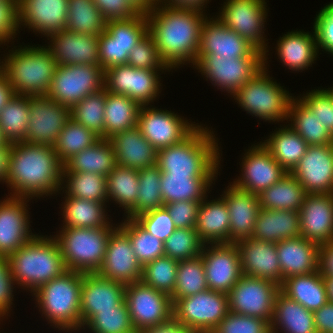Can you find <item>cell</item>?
<instances>
[{"label": "cell", "instance_id": "22", "mask_svg": "<svg viewBox=\"0 0 333 333\" xmlns=\"http://www.w3.org/2000/svg\"><path fill=\"white\" fill-rule=\"evenodd\" d=\"M6 198L0 201V256L7 257L36 234L31 232L27 209L31 199L11 195Z\"/></svg>", "mask_w": 333, "mask_h": 333}, {"label": "cell", "instance_id": "13", "mask_svg": "<svg viewBox=\"0 0 333 333\" xmlns=\"http://www.w3.org/2000/svg\"><path fill=\"white\" fill-rule=\"evenodd\" d=\"M266 3L265 0H226L216 17L226 27L263 52L264 64L269 59L266 47L268 43L263 29L268 14Z\"/></svg>", "mask_w": 333, "mask_h": 333}, {"label": "cell", "instance_id": "40", "mask_svg": "<svg viewBox=\"0 0 333 333\" xmlns=\"http://www.w3.org/2000/svg\"><path fill=\"white\" fill-rule=\"evenodd\" d=\"M280 127L261 143L271 156L287 172L291 173L305 155L308 144L290 126Z\"/></svg>", "mask_w": 333, "mask_h": 333}, {"label": "cell", "instance_id": "58", "mask_svg": "<svg viewBox=\"0 0 333 333\" xmlns=\"http://www.w3.org/2000/svg\"><path fill=\"white\" fill-rule=\"evenodd\" d=\"M211 333H271V331L270 324L266 320L229 311Z\"/></svg>", "mask_w": 333, "mask_h": 333}, {"label": "cell", "instance_id": "44", "mask_svg": "<svg viewBox=\"0 0 333 333\" xmlns=\"http://www.w3.org/2000/svg\"><path fill=\"white\" fill-rule=\"evenodd\" d=\"M140 108L141 105L128 96L106 91L105 139L137 126Z\"/></svg>", "mask_w": 333, "mask_h": 333}, {"label": "cell", "instance_id": "64", "mask_svg": "<svg viewBox=\"0 0 333 333\" xmlns=\"http://www.w3.org/2000/svg\"><path fill=\"white\" fill-rule=\"evenodd\" d=\"M106 22L124 20L141 12L129 0H93Z\"/></svg>", "mask_w": 333, "mask_h": 333}, {"label": "cell", "instance_id": "27", "mask_svg": "<svg viewBox=\"0 0 333 333\" xmlns=\"http://www.w3.org/2000/svg\"><path fill=\"white\" fill-rule=\"evenodd\" d=\"M235 244L240 253L243 274L282 285L276 243L245 238Z\"/></svg>", "mask_w": 333, "mask_h": 333}, {"label": "cell", "instance_id": "45", "mask_svg": "<svg viewBox=\"0 0 333 333\" xmlns=\"http://www.w3.org/2000/svg\"><path fill=\"white\" fill-rule=\"evenodd\" d=\"M138 170L116 165L106 177L108 201L113 200L119 207L125 209V217L134 208L139 191Z\"/></svg>", "mask_w": 333, "mask_h": 333}, {"label": "cell", "instance_id": "47", "mask_svg": "<svg viewBox=\"0 0 333 333\" xmlns=\"http://www.w3.org/2000/svg\"><path fill=\"white\" fill-rule=\"evenodd\" d=\"M29 122V96L17 95L0 111V131L6 142L25 141Z\"/></svg>", "mask_w": 333, "mask_h": 333}, {"label": "cell", "instance_id": "6", "mask_svg": "<svg viewBox=\"0 0 333 333\" xmlns=\"http://www.w3.org/2000/svg\"><path fill=\"white\" fill-rule=\"evenodd\" d=\"M84 273L65 271L43 284L34 293L41 316L60 331L81 329V286Z\"/></svg>", "mask_w": 333, "mask_h": 333}, {"label": "cell", "instance_id": "17", "mask_svg": "<svg viewBox=\"0 0 333 333\" xmlns=\"http://www.w3.org/2000/svg\"><path fill=\"white\" fill-rule=\"evenodd\" d=\"M125 301L136 332L163 323L173 316L171 296L141 281L125 285Z\"/></svg>", "mask_w": 333, "mask_h": 333}, {"label": "cell", "instance_id": "56", "mask_svg": "<svg viewBox=\"0 0 333 333\" xmlns=\"http://www.w3.org/2000/svg\"><path fill=\"white\" fill-rule=\"evenodd\" d=\"M203 245L195 228H177L164 242V255L178 262L191 260L201 255Z\"/></svg>", "mask_w": 333, "mask_h": 333}, {"label": "cell", "instance_id": "2", "mask_svg": "<svg viewBox=\"0 0 333 333\" xmlns=\"http://www.w3.org/2000/svg\"><path fill=\"white\" fill-rule=\"evenodd\" d=\"M63 164L53 146L11 143L5 184L11 196L33 199L60 193Z\"/></svg>", "mask_w": 333, "mask_h": 333}, {"label": "cell", "instance_id": "20", "mask_svg": "<svg viewBox=\"0 0 333 333\" xmlns=\"http://www.w3.org/2000/svg\"><path fill=\"white\" fill-rule=\"evenodd\" d=\"M142 268L128 235L117 226L108 238L102 267L97 273L103 278L129 285L141 280Z\"/></svg>", "mask_w": 333, "mask_h": 333}, {"label": "cell", "instance_id": "55", "mask_svg": "<svg viewBox=\"0 0 333 333\" xmlns=\"http://www.w3.org/2000/svg\"><path fill=\"white\" fill-rule=\"evenodd\" d=\"M84 326L92 333H137L125 300L115 309L99 310Z\"/></svg>", "mask_w": 333, "mask_h": 333}, {"label": "cell", "instance_id": "60", "mask_svg": "<svg viewBox=\"0 0 333 333\" xmlns=\"http://www.w3.org/2000/svg\"><path fill=\"white\" fill-rule=\"evenodd\" d=\"M299 98L333 135V98L328 89H314Z\"/></svg>", "mask_w": 333, "mask_h": 333}, {"label": "cell", "instance_id": "39", "mask_svg": "<svg viewBox=\"0 0 333 333\" xmlns=\"http://www.w3.org/2000/svg\"><path fill=\"white\" fill-rule=\"evenodd\" d=\"M217 176L165 175L161 173V194L164 204L177 201L201 202Z\"/></svg>", "mask_w": 333, "mask_h": 333}, {"label": "cell", "instance_id": "65", "mask_svg": "<svg viewBox=\"0 0 333 333\" xmlns=\"http://www.w3.org/2000/svg\"><path fill=\"white\" fill-rule=\"evenodd\" d=\"M15 281L6 256H0V320L9 316L12 310ZM2 317V318H1Z\"/></svg>", "mask_w": 333, "mask_h": 333}, {"label": "cell", "instance_id": "49", "mask_svg": "<svg viewBox=\"0 0 333 333\" xmlns=\"http://www.w3.org/2000/svg\"><path fill=\"white\" fill-rule=\"evenodd\" d=\"M139 193L135 208L126 215L134 219L136 216L164 206L161 194V171L157 164L138 170Z\"/></svg>", "mask_w": 333, "mask_h": 333}, {"label": "cell", "instance_id": "14", "mask_svg": "<svg viewBox=\"0 0 333 333\" xmlns=\"http://www.w3.org/2000/svg\"><path fill=\"white\" fill-rule=\"evenodd\" d=\"M279 291L280 286L270 280L243 274L228 293L229 311L261 318L270 324Z\"/></svg>", "mask_w": 333, "mask_h": 333}, {"label": "cell", "instance_id": "32", "mask_svg": "<svg viewBox=\"0 0 333 333\" xmlns=\"http://www.w3.org/2000/svg\"><path fill=\"white\" fill-rule=\"evenodd\" d=\"M109 140L117 165L141 170L157 164V150L145 139L138 126L115 133Z\"/></svg>", "mask_w": 333, "mask_h": 333}, {"label": "cell", "instance_id": "34", "mask_svg": "<svg viewBox=\"0 0 333 333\" xmlns=\"http://www.w3.org/2000/svg\"><path fill=\"white\" fill-rule=\"evenodd\" d=\"M310 32L291 31L277 41V56L281 63L292 71H300L312 67L318 57L316 35Z\"/></svg>", "mask_w": 333, "mask_h": 333}, {"label": "cell", "instance_id": "15", "mask_svg": "<svg viewBox=\"0 0 333 333\" xmlns=\"http://www.w3.org/2000/svg\"><path fill=\"white\" fill-rule=\"evenodd\" d=\"M159 71L164 72L138 69L128 64L116 65L105 70L104 89L113 94L128 96L141 106L151 105L161 92Z\"/></svg>", "mask_w": 333, "mask_h": 333}, {"label": "cell", "instance_id": "62", "mask_svg": "<svg viewBox=\"0 0 333 333\" xmlns=\"http://www.w3.org/2000/svg\"><path fill=\"white\" fill-rule=\"evenodd\" d=\"M19 27L18 0H0V44L16 38Z\"/></svg>", "mask_w": 333, "mask_h": 333}, {"label": "cell", "instance_id": "38", "mask_svg": "<svg viewBox=\"0 0 333 333\" xmlns=\"http://www.w3.org/2000/svg\"><path fill=\"white\" fill-rule=\"evenodd\" d=\"M61 204L63 225L62 228H100L117 227L109 222V215L106 213V203L75 198L69 195ZM106 205V206H105Z\"/></svg>", "mask_w": 333, "mask_h": 333}, {"label": "cell", "instance_id": "16", "mask_svg": "<svg viewBox=\"0 0 333 333\" xmlns=\"http://www.w3.org/2000/svg\"><path fill=\"white\" fill-rule=\"evenodd\" d=\"M152 106H141L137 126L157 151L182 142L199 126L177 113Z\"/></svg>", "mask_w": 333, "mask_h": 333}, {"label": "cell", "instance_id": "71", "mask_svg": "<svg viewBox=\"0 0 333 333\" xmlns=\"http://www.w3.org/2000/svg\"><path fill=\"white\" fill-rule=\"evenodd\" d=\"M14 91L8 83L6 76L0 71V111L14 96Z\"/></svg>", "mask_w": 333, "mask_h": 333}, {"label": "cell", "instance_id": "29", "mask_svg": "<svg viewBox=\"0 0 333 333\" xmlns=\"http://www.w3.org/2000/svg\"><path fill=\"white\" fill-rule=\"evenodd\" d=\"M229 185L220 196L229 210V243H236L245 238H252L261 207L257 194L240 190L232 183Z\"/></svg>", "mask_w": 333, "mask_h": 333}, {"label": "cell", "instance_id": "72", "mask_svg": "<svg viewBox=\"0 0 333 333\" xmlns=\"http://www.w3.org/2000/svg\"><path fill=\"white\" fill-rule=\"evenodd\" d=\"M141 13L149 12L154 3L151 0H129Z\"/></svg>", "mask_w": 333, "mask_h": 333}, {"label": "cell", "instance_id": "52", "mask_svg": "<svg viewBox=\"0 0 333 333\" xmlns=\"http://www.w3.org/2000/svg\"><path fill=\"white\" fill-rule=\"evenodd\" d=\"M208 290L202 257L178 262L176 286L170 295L172 303L177 299L189 297Z\"/></svg>", "mask_w": 333, "mask_h": 333}, {"label": "cell", "instance_id": "48", "mask_svg": "<svg viewBox=\"0 0 333 333\" xmlns=\"http://www.w3.org/2000/svg\"><path fill=\"white\" fill-rule=\"evenodd\" d=\"M105 27L106 21L93 0H68L67 31L99 36Z\"/></svg>", "mask_w": 333, "mask_h": 333}, {"label": "cell", "instance_id": "4", "mask_svg": "<svg viewBox=\"0 0 333 333\" xmlns=\"http://www.w3.org/2000/svg\"><path fill=\"white\" fill-rule=\"evenodd\" d=\"M7 259L15 284L30 293L67 271L60 246L52 236L37 234Z\"/></svg>", "mask_w": 333, "mask_h": 333}, {"label": "cell", "instance_id": "8", "mask_svg": "<svg viewBox=\"0 0 333 333\" xmlns=\"http://www.w3.org/2000/svg\"><path fill=\"white\" fill-rule=\"evenodd\" d=\"M266 65L232 97L241 109L268 122L288 120L289 104L294 96L274 81Z\"/></svg>", "mask_w": 333, "mask_h": 333}, {"label": "cell", "instance_id": "69", "mask_svg": "<svg viewBox=\"0 0 333 333\" xmlns=\"http://www.w3.org/2000/svg\"><path fill=\"white\" fill-rule=\"evenodd\" d=\"M209 0H160L158 4L177 9H188L203 12ZM205 5V6H204Z\"/></svg>", "mask_w": 333, "mask_h": 333}, {"label": "cell", "instance_id": "41", "mask_svg": "<svg viewBox=\"0 0 333 333\" xmlns=\"http://www.w3.org/2000/svg\"><path fill=\"white\" fill-rule=\"evenodd\" d=\"M116 165L112 143L109 139L100 138L90 147L68 159L63 168L67 172H92L107 177Z\"/></svg>", "mask_w": 333, "mask_h": 333}, {"label": "cell", "instance_id": "11", "mask_svg": "<svg viewBox=\"0 0 333 333\" xmlns=\"http://www.w3.org/2000/svg\"><path fill=\"white\" fill-rule=\"evenodd\" d=\"M105 70L100 65H59L47 97L71 108L86 96L104 89Z\"/></svg>", "mask_w": 333, "mask_h": 333}, {"label": "cell", "instance_id": "75", "mask_svg": "<svg viewBox=\"0 0 333 333\" xmlns=\"http://www.w3.org/2000/svg\"><path fill=\"white\" fill-rule=\"evenodd\" d=\"M327 89L330 91L331 96H332V98H333V87H331V88H327Z\"/></svg>", "mask_w": 333, "mask_h": 333}, {"label": "cell", "instance_id": "35", "mask_svg": "<svg viewBox=\"0 0 333 333\" xmlns=\"http://www.w3.org/2000/svg\"><path fill=\"white\" fill-rule=\"evenodd\" d=\"M270 331L271 333H317L313 312L288 298L281 291L275 296Z\"/></svg>", "mask_w": 333, "mask_h": 333}, {"label": "cell", "instance_id": "7", "mask_svg": "<svg viewBox=\"0 0 333 333\" xmlns=\"http://www.w3.org/2000/svg\"><path fill=\"white\" fill-rule=\"evenodd\" d=\"M115 228H60V233L53 237L60 246L65 268L82 273H97L102 267L108 238Z\"/></svg>", "mask_w": 333, "mask_h": 333}, {"label": "cell", "instance_id": "37", "mask_svg": "<svg viewBox=\"0 0 333 333\" xmlns=\"http://www.w3.org/2000/svg\"><path fill=\"white\" fill-rule=\"evenodd\" d=\"M280 291L312 312L329 301L326 282L320 270L284 279Z\"/></svg>", "mask_w": 333, "mask_h": 333}, {"label": "cell", "instance_id": "76", "mask_svg": "<svg viewBox=\"0 0 333 333\" xmlns=\"http://www.w3.org/2000/svg\"><path fill=\"white\" fill-rule=\"evenodd\" d=\"M154 4L158 3L160 0H151Z\"/></svg>", "mask_w": 333, "mask_h": 333}, {"label": "cell", "instance_id": "66", "mask_svg": "<svg viewBox=\"0 0 333 333\" xmlns=\"http://www.w3.org/2000/svg\"><path fill=\"white\" fill-rule=\"evenodd\" d=\"M317 333H333V302L328 301L313 312Z\"/></svg>", "mask_w": 333, "mask_h": 333}, {"label": "cell", "instance_id": "9", "mask_svg": "<svg viewBox=\"0 0 333 333\" xmlns=\"http://www.w3.org/2000/svg\"><path fill=\"white\" fill-rule=\"evenodd\" d=\"M264 53L255 49L247 57L197 55L195 67L206 80L233 95L264 68ZM220 87V88H218Z\"/></svg>", "mask_w": 333, "mask_h": 333}, {"label": "cell", "instance_id": "36", "mask_svg": "<svg viewBox=\"0 0 333 333\" xmlns=\"http://www.w3.org/2000/svg\"><path fill=\"white\" fill-rule=\"evenodd\" d=\"M301 237L298 211L260 209L252 238L278 243Z\"/></svg>", "mask_w": 333, "mask_h": 333}, {"label": "cell", "instance_id": "67", "mask_svg": "<svg viewBox=\"0 0 333 333\" xmlns=\"http://www.w3.org/2000/svg\"><path fill=\"white\" fill-rule=\"evenodd\" d=\"M137 333H193L183 323L179 322L174 316L169 320L158 325L141 329Z\"/></svg>", "mask_w": 333, "mask_h": 333}, {"label": "cell", "instance_id": "19", "mask_svg": "<svg viewBox=\"0 0 333 333\" xmlns=\"http://www.w3.org/2000/svg\"><path fill=\"white\" fill-rule=\"evenodd\" d=\"M210 245L204 244L200 255L208 289L228 294L243 275L238 247L235 243Z\"/></svg>", "mask_w": 333, "mask_h": 333}, {"label": "cell", "instance_id": "61", "mask_svg": "<svg viewBox=\"0 0 333 333\" xmlns=\"http://www.w3.org/2000/svg\"><path fill=\"white\" fill-rule=\"evenodd\" d=\"M314 20L318 53L321 48L333 56V2L321 8Z\"/></svg>", "mask_w": 333, "mask_h": 333}, {"label": "cell", "instance_id": "42", "mask_svg": "<svg viewBox=\"0 0 333 333\" xmlns=\"http://www.w3.org/2000/svg\"><path fill=\"white\" fill-rule=\"evenodd\" d=\"M306 194L299 181L291 173H286L258 197L261 209L299 211Z\"/></svg>", "mask_w": 333, "mask_h": 333}, {"label": "cell", "instance_id": "59", "mask_svg": "<svg viewBox=\"0 0 333 333\" xmlns=\"http://www.w3.org/2000/svg\"><path fill=\"white\" fill-rule=\"evenodd\" d=\"M134 220L144 230L154 237L159 238L162 242H165L177 229L169 212L164 206L142 213L136 216Z\"/></svg>", "mask_w": 333, "mask_h": 333}, {"label": "cell", "instance_id": "63", "mask_svg": "<svg viewBox=\"0 0 333 333\" xmlns=\"http://www.w3.org/2000/svg\"><path fill=\"white\" fill-rule=\"evenodd\" d=\"M200 202L177 201L164 204L176 228H195Z\"/></svg>", "mask_w": 333, "mask_h": 333}, {"label": "cell", "instance_id": "54", "mask_svg": "<svg viewBox=\"0 0 333 333\" xmlns=\"http://www.w3.org/2000/svg\"><path fill=\"white\" fill-rule=\"evenodd\" d=\"M178 261L162 256L143 265L141 282L168 295L174 292Z\"/></svg>", "mask_w": 333, "mask_h": 333}, {"label": "cell", "instance_id": "12", "mask_svg": "<svg viewBox=\"0 0 333 333\" xmlns=\"http://www.w3.org/2000/svg\"><path fill=\"white\" fill-rule=\"evenodd\" d=\"M228 312V294L209 289L173 303V316L193 333H211Z\"/></svg>", "mask_w": 333, "mask_h": 333}, {"label": "cell", "instance_id": "43", "mask_svg": "<svg viewBox=\"0 0 333 333\" xmlns=\"http://www.w3.org/2000/svg\"><path fill=\"white\" fill-rule=\"evenodd\" d=\"M293 97L289 104V126L310 145L333 144V135L314 116L309 108L299 99Z\"/></svg>", "mask_w": 333, "mask_h": 333}, {"label": "cell", "instance_id": "31", "mask_svg": "<svg viewBox=\"0 0 333 333\" xmlns=\"http://www.w3.org/2000/svg\"><path fill=\"white\" fill-rule=\"evenodd\" d=\"M281 267V281L293 276L319 270L320 246L305 238L284 239L276 243Z\"/></svg>", "mask_w": 333, "mask_h": 333}, {"label": "cell", "instance_id": "68", "mask_svg": "<svg viewBox=\"0 0 333 333\" xmlns=\"http://www.w3.org/2000/svg\"><path fill=\"white\" fill-rule=\"evenodd\" d=\"M319 270L323 276H333V241L319 248Z\"/></svg>", "mask_w": 333, "mask_h": 333}, {"label": "cell", "instance_id": "26", "mask_svg": "<svg viewBox=\"0 0 333 333\" xmlns=\"http://www.w3.org/2000/svg\"><path fill=\"white\" fill-rule=\"evenodd\" d=\"M125 300V285L84 273L81 286V329L99 310L115 309Z\"/></svg>", "mask_w": 333, "mask_h": 333}, {"label": "cell", "instance_id": "28", "mask_svg": "<svg viewBox=\"0 0 333 333\" xmlns=\"http://www.w3.org/2000/svg\"><path fill=\"white\" fill-rule=\"evenodd\" d=\"M48 49L57 65H99L98 35L74 33L67 30L51 34Z\"/></svg>", "mask_w": 333, "mask_h": 333}, {"label": "cell", "instance_id": "33", "mask_svg": "<svg viewBox=\"0 0 333 333\" xmlns=\"http://www.w3.org/2000/svg\"><path fill=\"white\" fill-rule=\"evenodd\" d=\"M195 230L204 244L229 243L230 216L222 197L200 202Z\"/></svg>", "mask_w": 333, "mask_h": 333}, {"label": "cell", "instance_id": "18", "mask_svg": "<svg viewBox=\"0 0 333 333\" xmlns=\"http://www.w3.org/2000/svg\"><path fill=\"white\" fill-rule=\"evenodd\" d=\"M70 119V108L47 96H29V122L25 141L54 146Z\"/></svg>", "mask_w": 333, "mask_h": 333}, {"label": "cell", "instance_id": "53", "mask_svg": "<svg viewBox=\"0 0 333 333\" xmlns=\"http://www.w3.org/2000/svg\"><path fill=\"white\" fill-rule=\"evenodd\" d=\"M118 224L128 235L133 252L142 266L164 256V242L144 230L134 219L126 218Z\"/></svg>", "mask_w": 333, "mask_h": 333}, {"label": "cell", "instance_id": "57", "mask_svg": "<svg viewBox=\"0 0 333 333\" xmlns=\"http://www.w3.org/2000/svg\"><path fill=\"white\" fill-rule=\"evenodd\" d=\"M127 64L138 69L170 71L162 61L155 41L149 33L129 52Z\"/></svg>", "mask_w": 333, "mask_h": 333}, {"label": "cell", "instance_id": "1", "mask_svg": "<svg viewBox=\"0 0 333 333\" xmlns=\"http://www.w3.org/2000/svg\"><path fill=\"white\" fill-rule=\"evenodd\" d=\"M146 17L148 33L170 70L179 68L181 64H196L201 27L207 17L204 12L155 3Z\"/></svg>", "mask_w": 333, "mask_h": 333}, {"label": "cell", "instance_id": "25", "mask_svg": "<svg viewBox=\"0 0 333 333\" xmlns=\"http://www.w3.org/2000/svg\"><path fill=\"white\" fill-rule=\"evenodd\" d=\"M19 26L45 37L66 30L68 0H18Z\"/></svg>", "mask_w": 333, "mask_h": 333}, {"label": "cell", "instance_id": "10", "mask_svg": "<svg viewBox=\"0 0 333 333\" xmlns=\"http://www.w3.org/2000/svg\"><path fill=\"white\" fill-rule=\"evenodd\" d=\"M148 33L146 13L129 19L106 22L105 31L98 36L99 65L104 70L127 64L129 52Z\"/></svg>", "mask_w": 333, "mask_h": 333}, {"label": "cell", "instance_id": "3", "mask_svg": "<svg viewBox=\"0 0 333 333\" xmlns=\"http://www.w3.org/2000/svg\"><path fill=\"white\" fill-rule=\"evenodd\" d=\"M219 158L218 138L201 124L182 142L157 151V165L165 175L216 176Z\"/></svg>", "mask_w": 333, "mask_h": 333}, {"label": "cell", "instance_id": "73", "mask_svg": "<svg viewBox=\"0 0 333 333\" xmlns=\"http://www.w3.org/2000/svg\"><path fill=\"white\" fill-rule=\"evenodd\" d=\"M327 286L328 300L333 302V276H323Z\"/></svg>", "mask_w": 333, "mask_h": 333}, {"label": "cell", "instance_id": "24", "mask_svg": "<svg viewBox=\"0 0 333 333\" xmlns=\"http://www.w3.org/2000/svg\"><path fill=\"white\" fill-rule=\"evenodd\" d=\"M298 212L303 238L319 246L333 241V194H306Z\"/></svg>", "mask_w": 333, "mask_h": 333}, {"label": "cell", "instance_id": "70", "mask_svg": "<svg viewBox=\"0 0 333 333\" xmlns=\"http://www.w3.org/2000/svg\"><path fill=\"white\" fill-rule=\"evenodd\" d=\"M11 151V143L7 142L0 147V182L4 183L8 174L9 155Z\"/></svg>", "mask_w": 333, "mask_h": 333}, {"label": "cell", "instance_id": "51", "mask_svg": "<svg viewBox=\"0 0 333 333\" xmlns=\"http://www.w3.org/2000/svg\"><path fill=\"white\" fill-rule=\"evenodd\" d=\"M106 90L90 94L70 108V117L105 139Z\"/></svg>", "mask_w": 333, "mask_h": 333}, {"label": "cell", "instance_id": "23", "mask_svg": "<svg viewBox=\"0 0 333 333\" xmlns=\"http://www.w3.org/2000/svg\"><path fill=\"white\" fill-rule=\"evenodd\" d=\"M291 174L307 194H333V144L308 146Z\"/></svg>", "mask_w": 333, "mask_h": 333}, {"label": "cell", "instance_id": "5", "mask_svg": "<svg viewBox=\"0 0 333 333\" xmlns=\"http://www.w3.org/2000/svg\"><path fill=\"white\" fill-rule=\"evenodd\" d=\"M33 46H14V50H8L9 54L0 59V71L15 94L46 96L58 65L47 46Z\"/></svg>", "mask_w": 333, "mask_h": 333}, {"label": "cell", "instance_id": "74", "mask_svg": "<svg viewBox=\"0 0 333 333\" xmlns=\"http://www.w3.org/2000/svg\"><path fill=\"white\" fill-rule=\"evenodd\" d=\"M7 142L6 140L3 138L2 134H1V131H0V147L5 145Z\"/></svg>", "mask_w": 333, "mask_h": 333}, {"label": "cell", "instance_id": "30", "mask_svg": "<svg viewBox=\"0 0 333 333\" xmlns=\"http://www.w3.org/2000/svg\"><path fill=\"white\" fill-rule=\"evenodd\" d=\"M256 48L216 17L205 18L197 55L247 57Z\"/></svg>", "mask_w": 333, "mask_h": 333}, {"label": "cell", "instance_id": "21", "mask_svg": "<svg viewBox=\"0 0 333 333\" xmlns=\"http://www.w3.org/2000/svg\"><path fill=\"white\" fill-rule=\"evenodd\" d=\"M241 165L240 178L238 176L232 184L240 190L257 195L287 173L261 142L246 150Z\"/></svg>", "mask_w": 333, "mask_h": 333}, {"label": "cell", "instance_id": "46", "mask_svg": "<svg viewBox=\"0 0 333 333\" xmlns=\"http://www.w3.org/2000/svg\"><path fill=\"white\" fill-rule=\"evenodd\" d=\"M66 182V183H65ZM65 190H64V189ZM66 195L90 201L108 202L106 176L92 172H67L62 169V187Z\"/></svg>", "mask_w": 333, "mask_h": 333}, {"label": "cell", "instance_id": "50", "mask_svg": "<svg viewBox=\"0 0 333 333\" xmlns=\"http://www.w3.org/2000/svg\"><path fill=\"white\" fill-rule=\"evenodd\" d=\"M99 139L100 137L93 131L70 117L53 147L58 159L64 164L72 156L90 147Z\"/></svg>", "mask_w": 333, "mask_h": 333}]
</instances>
